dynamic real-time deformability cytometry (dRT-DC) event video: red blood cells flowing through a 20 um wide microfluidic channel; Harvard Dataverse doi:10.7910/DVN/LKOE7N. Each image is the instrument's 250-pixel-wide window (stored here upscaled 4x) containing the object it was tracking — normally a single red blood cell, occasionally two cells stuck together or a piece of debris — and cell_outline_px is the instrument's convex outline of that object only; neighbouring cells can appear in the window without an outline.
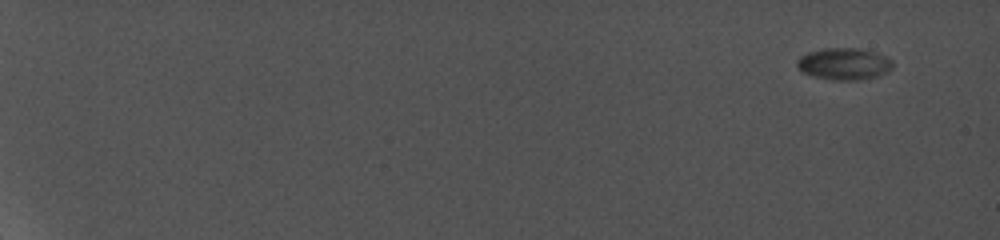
{"species": "common noctule bat (a hibernating species)", "species_latin": "Nyctalus noctula", "temperature_condition": "cold", "stored_images_in_passage": 35, "camera_frame_rate_fps": 5000, "um_per_image_px": 0.085, "animal": {"sex": "female", "body_mass_g": 19.0, "forearm_length_mm": 56.7}, "frame": {"image": 1, "passage_image": 3, "time_ms": 1.6, "image_size_px": [1000, 240], "cell_outline_px": [[892, 68], [876, 76], [860, 80], [832, 80], [812, 76], [804, 72], [796, 64], [796, 60], [800, 56], [808, 52], [824, 48], [860, 48], [876, 52], [892, 60]], "centroid_in_image_um": [71.72, 5.42], "position_along_channel_um": 13.3, "area_um2": 17.69}}
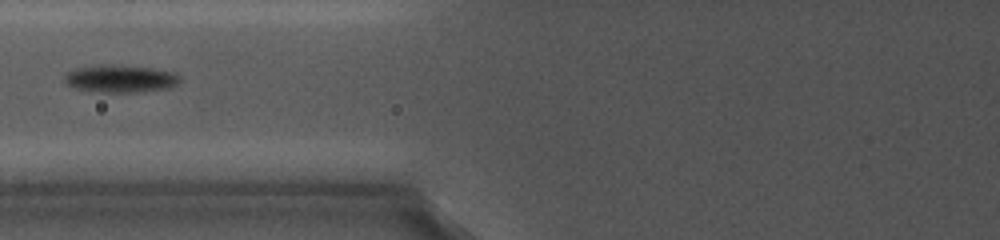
{"frame": {"image": 2, "passage_image": 14, "time_ms": 10.4, "image_size_px": [1000, 240], "cell_outline_px": [[184, 80], [180, 84], [168, 88], [136, 92], [88, 92], [72, 88], [64, 84], [64, 76], [68, 72], [76, 68], [96, 64], [104, 64], [152, 68], [172, 72], [180, 76]], "centroid_in_image_um": [10.19, 6.7], "position_along_channel_um": 115.6, "area_um2": 18.96}}
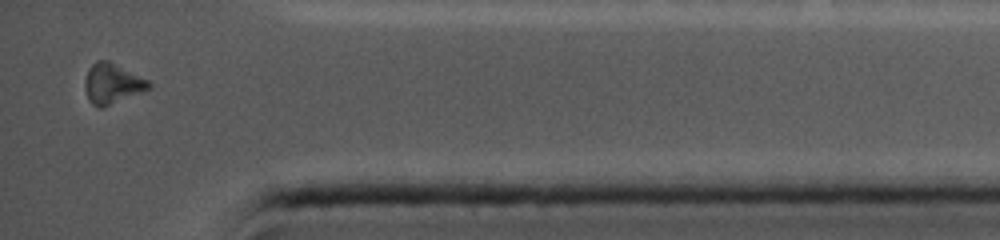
{"frame": {"image": 3, "passage_image": 35, "time_ms": 18.6, "image_size_px": [1000, 240], "cell_outline_px": [[152, 84], [148, 88], [100, 108], [92, 104], [88, 100], [84, 88], [84, 80], [88, 68], [96, 60], [108, 60], [148, 80]], "centroid_in_image_um": [9.46, 7.07], "position_along_channel_um": 425.7, "area_um2": 14.62}}